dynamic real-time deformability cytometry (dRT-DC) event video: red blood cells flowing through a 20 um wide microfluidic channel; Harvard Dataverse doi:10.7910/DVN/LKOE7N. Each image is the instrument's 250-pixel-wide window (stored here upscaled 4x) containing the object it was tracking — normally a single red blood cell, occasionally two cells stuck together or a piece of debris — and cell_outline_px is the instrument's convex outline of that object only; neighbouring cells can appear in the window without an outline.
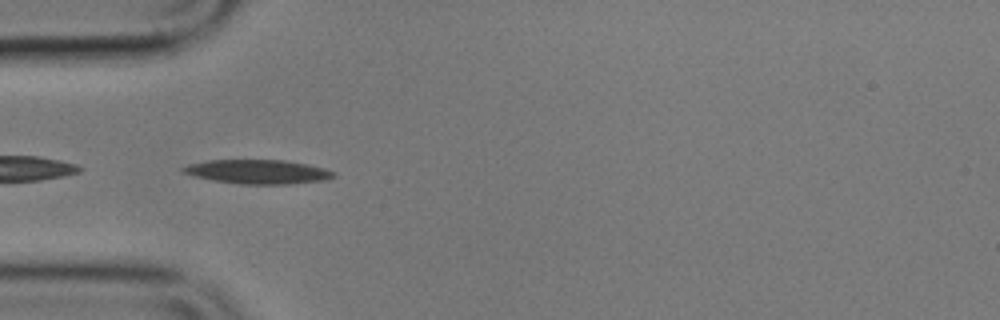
{"species": "common noctule bat (a hibernating species)", "species_latin": "Nyctalus noctula", "temperature_condition": "cold", "stored_images_in_passage": 40, "camera_frame_rate_fps": 3000, "um_per_image_px": 0.085, "animal": {"sex": "male", "body_mass_g": 17.9}, "frame": {"image": 1, "passage_image": 1, "time_ms": 0.0, "image_size_px": [1000, 320], "cell_outline_px": [[336, 176], [324, 180], [292, 184], [240, 184], [212, 180], [196, 176], [184, 172], [180, 168], [188, 164], [208, 160], [284, 160], [308, 164], [324, 168], [336, 172]], "centroid_in_image_um": [21.95, 14.6], "position_along_channel_um": 63.0, "area_um2": 21.15}}
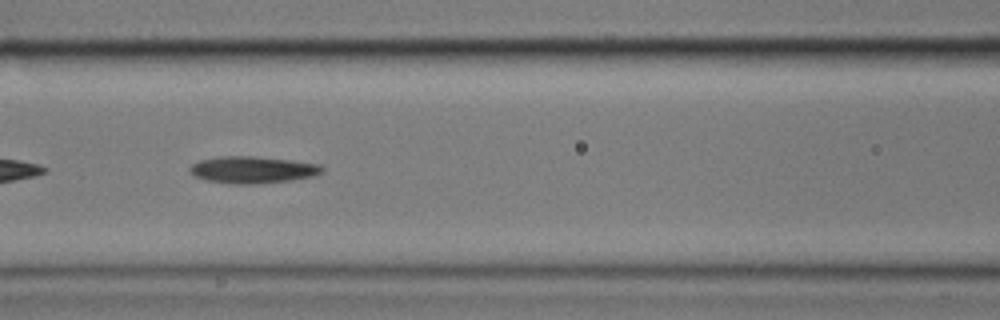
{"frame": {"image": 2, "passage_image": 8, "time_ms": 2.333, "image_size_px": [1000, 320], "cell_outline_px": [[324, 168], [320, 172], [312, 176], [288, 180], [252, 184], [232, 184], [208, 180], [196, 176], [188, 172], [188, 168], [192, 164], [200, 160], [220, 156], [252, 156], [288, 160], [320, 164]], "centroid_in_image_um": [21.41, 14.42], "position_along_channel_um": 145.2, "area_um2": 20.4}}
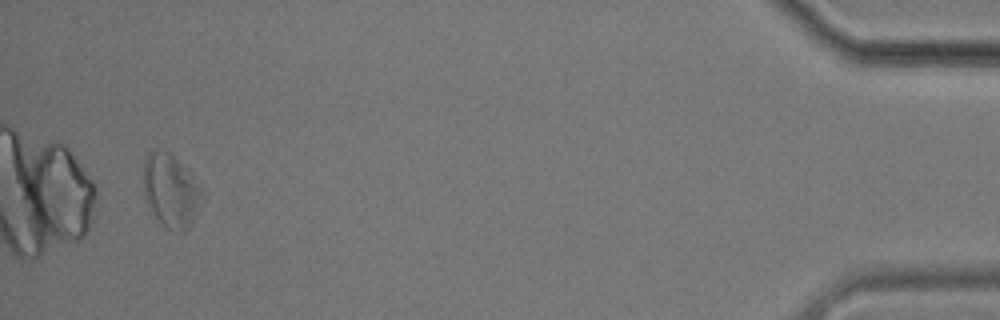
{"frame": {"image": 3, "passage_image": 38, "time_ms": 12.333, "image_size_px": [1000, 320], "cell_outline_px": [[204, 192], [192, 220], [188, 228], [184, 232], [176, 232], [168, 228], [156, 216], [148, 204], [144, 196], [144, 156], [148, 152], [168, 152], [176, 156]], "centroid_in_image_um": [14.51, 16.19], "position_along_channel_um": 420.7, "area_um2": 24.33}, "authors_computed_cell_mechanics": {"area_um2": 20.6057, "velocity_mm_per_s": 3.5325, "shape_relaxation_time_tau1_ms": 3.1408, "shape_relaxation_time_tau2_ms": 6.8546, "deformation_change_tau1": 0.116, "deformation_change_tau2": 0.182}}